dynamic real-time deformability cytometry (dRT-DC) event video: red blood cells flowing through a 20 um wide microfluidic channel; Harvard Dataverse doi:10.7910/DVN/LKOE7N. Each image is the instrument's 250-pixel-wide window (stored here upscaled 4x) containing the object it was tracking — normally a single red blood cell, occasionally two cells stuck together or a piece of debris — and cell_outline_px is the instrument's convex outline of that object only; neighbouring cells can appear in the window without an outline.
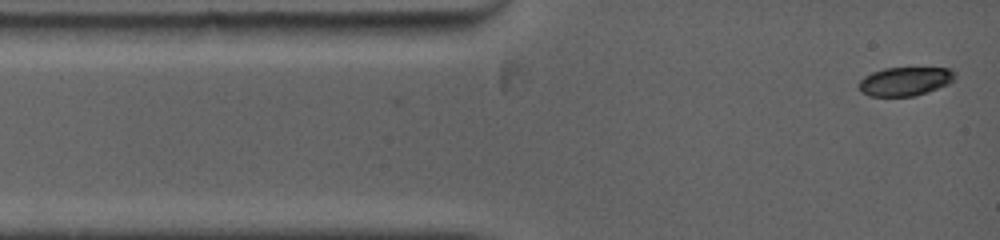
{"species": "common noctule bat (a hibernating species)", "species_latin": "Nyctalus noctula", "temperature_condition": "warm", "stored_images_in_passage": 33, "camera_frame_rate_fps": 5000, "um_per_image_px": 0.085, "animal": {"sex": "female", "body_mass_g": 19.0, "forearm_length_mm": 53.3}, "frame": {"image": 1, "passage_image": 1, "time_ms": 0.0, "image_size_px": [1000, 240], "cell_outline_px": [[956, 76], [948, 84], [928, 92], [916, 96], [868, 96], [860, 92], [860, 80], [864, 76], [872, 72], [884, 68], [948, 68], [956, 72]], "centroid_in_image_um": [76.93, 6.92], "position_along_channel_um": 8.1, "area_um2": 16.13}}
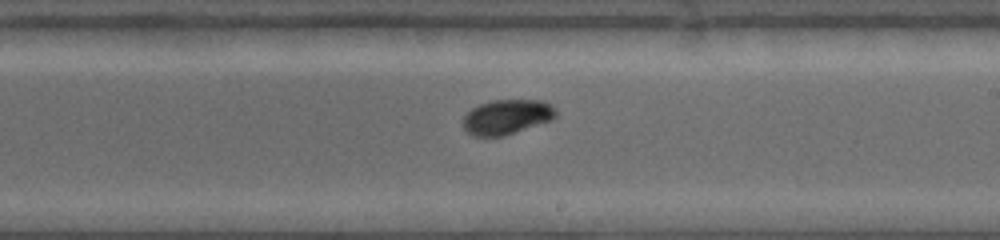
{"frame": {"image": 2, "passage_image": 15, "time_ms": 7.2, "image_size_px": [1000, 240], "cell_outline_px": [[556, 116], [548, 120], [504, 136], [472, 136], [464, 128], [464, 116], [472, 108], [480, 104], [492, 100], [540, 100], [548, 104], [556, 112]], "centroid_in_image_um": [43.02, 9.93], "position_along_channel_um": 246.0, "area_um2": 18.32}}
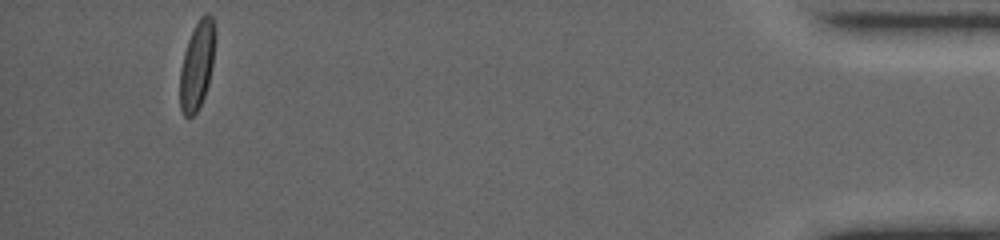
{"frame": {"image": 3, "passage_image": 33, "time_ms": 14.2, "image_size_px": [1000, 240], "cell_outline_px": [[216, 40], [212, 64], [208, 84], [204, 96], [196, 112], [188, 120], [184, 116], [180, 108], [180, 68], [184, 52], [188, 40], [200, 16], [204, 12], [208, 12], [212, 16], [216, 28]], "centroid_in_image_um": [16.76, 5.51], "position_along_channel_um": 418.4, "area_um2": 18.32}, "authors_computed_cell_mechanics": {"area_um2": 18.0914, "velocity_mm_per_s": 3.9106, "shape_relaxation_time_tau1_ms": 1.7151, "shape_relaxation_time_tau2_ms": null, "deformation_change_tau1": 0.0828, "deformation_change_tau2": null}}